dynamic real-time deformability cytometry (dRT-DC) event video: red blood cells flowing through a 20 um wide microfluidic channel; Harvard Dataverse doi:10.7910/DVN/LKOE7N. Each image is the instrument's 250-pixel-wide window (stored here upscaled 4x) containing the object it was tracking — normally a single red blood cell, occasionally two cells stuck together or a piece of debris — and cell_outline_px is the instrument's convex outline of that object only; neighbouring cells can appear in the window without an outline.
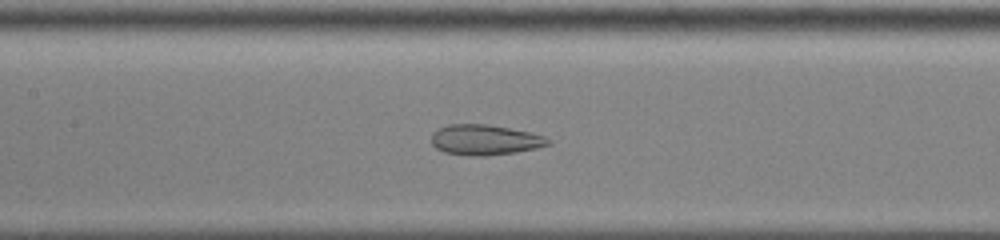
{"species": "common noctule bat (a hibernating species)", "species_latin": "Nyctalus noctula", "temperature_condition": "cold", "stored_images_in_passage": 50, "camera_frame_rate_fps": 3000, "um_per_image_px": 0.085, "animal": {"sex": "male", "body_mass_g": 13.0, "forearm_length_mm": 53.1}, "frame": {"image": 1, "passage_image": 23, "time_ms": 7.333, "image_size_px": [1000, 240], "cell_outline_px": [[552, 144], [536, 148], [516, 152], [484, 156], [468, 156], [444, 152], [436, 148], [432, 144], [432, 132], [448, 124], [484, 124], [508, 128], [528, 132], [544, 136], [552, 140]], "centroid_in_image_um": [41.22, 11.9], "position_along_channel_um": 166.2, "area_um2": 20.63}}
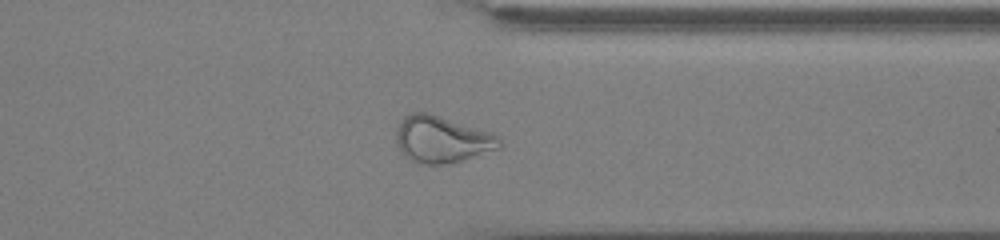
{"frame": {"image": 2, "passage_image": 39, "time_ms": 12.667, "image_size_px": [1000, 240], "cell_outline_px": [[504, 144], [500, 148], [452, 164], [424, 164], [408, 160], [400, 152], [396, 144], [396, 128], [400, 120], [404, 116], [412, 112], [428, 112], [492, 132], [500, 136]], "centroid_in_image_um": [37.56, 11.85], "position_along_channel_um": 373.8, "area_um2": 28.78}}
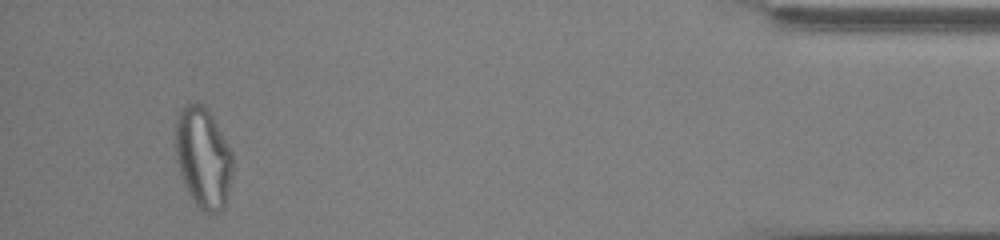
{"frame": {"image": 3, "passage_image": 47, "time_ms": 15.333, "image_size_px": [1000, 240], "cell_outline_px": [[232, 172], [228, 192], [224, 208], [220, 212], [212, 216], [208, 216], [196, 204], [188, 192], [184, 184], [176, 160], [176, 120], [180, 108], [188, 104], [200, 104], [212, 116], [232, 152]], "centroid_in_image_um": [17.27, 13.47], "position_along_channel_um": 417.9, "area_um2": 33.41}, "authors_computed_cell_mechanics": {"area_um2": 28.9289, "velocity_mm_per_s": 3.9073, "shape_relaxation_time_tau1_ms": null, "shape_relaxation_time_tau2_ms": 1.4407, "deformation_change_tau1": null, "deformation_change_tau2": 0.0836}}